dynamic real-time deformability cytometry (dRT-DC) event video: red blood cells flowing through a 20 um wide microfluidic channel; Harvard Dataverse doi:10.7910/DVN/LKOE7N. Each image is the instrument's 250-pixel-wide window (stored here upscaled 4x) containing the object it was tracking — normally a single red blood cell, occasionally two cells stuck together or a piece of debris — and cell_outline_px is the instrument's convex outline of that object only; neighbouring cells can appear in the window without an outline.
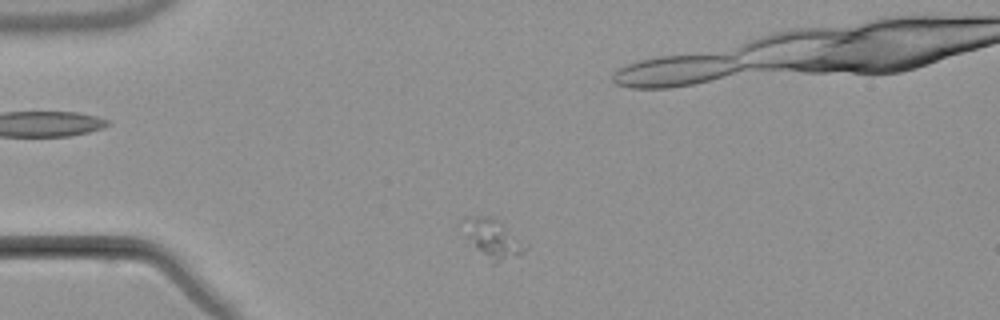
{"species": "common noctule bat (a hibernating species)", "species_latin": "Nyctalus noctula", "temperature_condition": "warm", "stored_images_in_passage": 5, "camera_frame_rate_fps": 3000, "um_per_image_px": 0.085, "animal": {"sex": "male", "body_mass_g": 21.5, "forearm_length_mm": 52.0}, "frame": {"image": 1, "passage_image": 1, "time_ms": 0.0, "image_size_px": [1000, 320], "cell_outline_px": [[528, 248], [524, 252], [496, 264], [492, 264], [456, 224], [464, 216], [488, 216], [496, 220], [528, 244]], "centroid_in_image_um": [41.83, 20.25], "position_along_channel_um": 43.2, "area_um2": 14.1}}
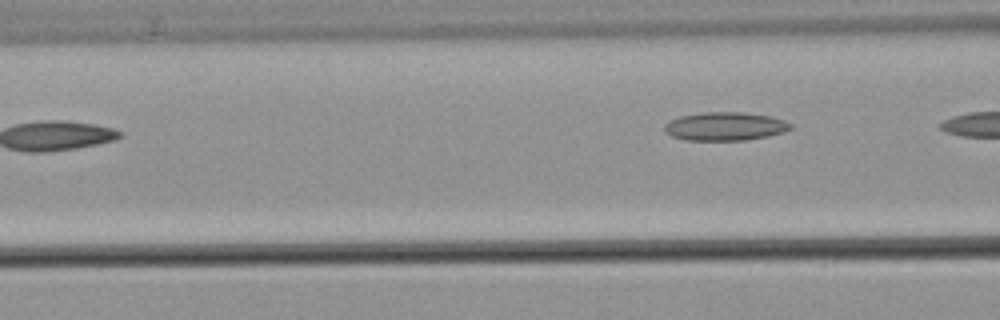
{"frame": {"image": 2, "passage_image": 5, "time_ms": 5.333, "image_size_px": [1000, 320], "cell_outline_px": [[792, 128], [784, 132], [768, 136], [744, 140], [684, 140], [672, 136], [664, 132], [664, 124], [668, 120], [680, 116], [704, 112], [744, 112], [768, 116], [784, 120], [792, 124]], "centroid_in_image_um": [61.6, 10.74], "position_along_channel_um": 105.0, "area_um2": 20.98}}